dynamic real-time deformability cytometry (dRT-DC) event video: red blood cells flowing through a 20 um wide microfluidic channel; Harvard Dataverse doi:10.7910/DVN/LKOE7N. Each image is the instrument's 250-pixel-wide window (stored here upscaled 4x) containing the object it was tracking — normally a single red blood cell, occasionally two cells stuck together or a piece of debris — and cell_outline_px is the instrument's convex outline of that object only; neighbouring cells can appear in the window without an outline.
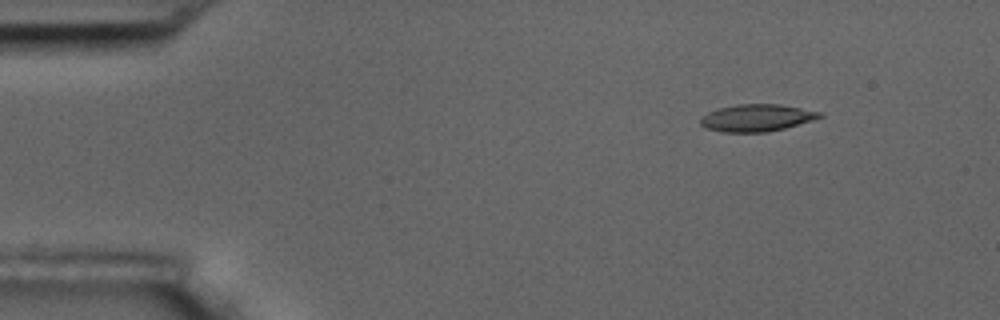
{"species": "common noctule bat (a hibernating species)", "species_latin": "Nyctalus noctula", "temperature_condition": "room temperature", "stored_images_in_passage": 5, "camera_frame_rate_fps": 3000, "um_per_image_px": 0.085, "animal": {"sex": "male", "body_mass_g": 17.5, "forearm_length_mm": 52.3}, "frame": {"image": 1, "passage_image": 2, "time_ms": 1.333, "image_size_px": [1000, 320], "cell_outline_px": [[824, 116], [812, 120], [784, 128], [764, 132], [720, 132], [704, 128], [700, 124], [700, 116], [708, 112], [720, 108], [736, 104], [780, 104], [824, 112]], "centroid_in_image_um": [64.3, 10.01], "position_along_channel_um": 20.7, "area_um2": 18.96}}
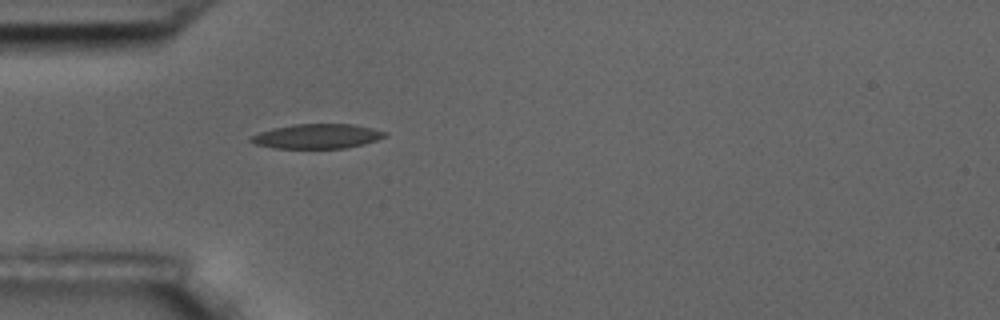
{"frame": {"image": 2, "passage_image": 5, "time_ms": 4.667, "image_size_px": [1000, 320], "cell_outline_px": [[388, 136], [364, 144], [344, 148], [272, 148], [256, 144], [248, 140], [252, 136], [260, 132], [272, 128], [292, 124], [352, 124], [372, 128], [388, 132]], "centroid_in_image_um": [26.97, 11.58], "position_along_channel_um": 58.0, "area_um2": 19.25}}